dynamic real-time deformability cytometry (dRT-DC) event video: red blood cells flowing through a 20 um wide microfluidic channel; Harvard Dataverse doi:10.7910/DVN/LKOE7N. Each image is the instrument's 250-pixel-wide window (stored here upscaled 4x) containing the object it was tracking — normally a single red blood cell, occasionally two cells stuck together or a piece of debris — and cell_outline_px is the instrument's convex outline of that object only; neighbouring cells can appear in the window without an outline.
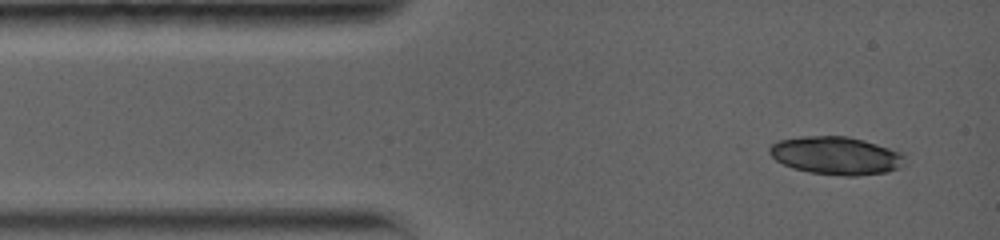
{"species": "common noctule bat (a hibernating species)", "species_latin": "Nyctalus noctula", "temperature_condition": "warm", "stored_images_in_passage": 2, "camera_frame_rate_fps": 5000, "um_per_image_px": 0.085, "animal": {"sex": "female", "body_mass_g": 19.0, "forearm_length_mm": 56.7}, "frame": {"image": 1, "passage_image": 1, "time_ms": 0.0, "image_size_px": [1000, 240], "cell_outline_px": [[904, 164], [896, 168], [884, 172], [856, 176], [844, 176], [808, 172], [792, 168], [776, 160], [768, 152], [768, 148], [776, 140], [800, 136], [848, 136], [864, 140], [900, 152], [904, 156]], "centroid_in_image_um": [71.0, 13.22], "position_along_channel_um": 14.0, "area_um2": 29.88}}